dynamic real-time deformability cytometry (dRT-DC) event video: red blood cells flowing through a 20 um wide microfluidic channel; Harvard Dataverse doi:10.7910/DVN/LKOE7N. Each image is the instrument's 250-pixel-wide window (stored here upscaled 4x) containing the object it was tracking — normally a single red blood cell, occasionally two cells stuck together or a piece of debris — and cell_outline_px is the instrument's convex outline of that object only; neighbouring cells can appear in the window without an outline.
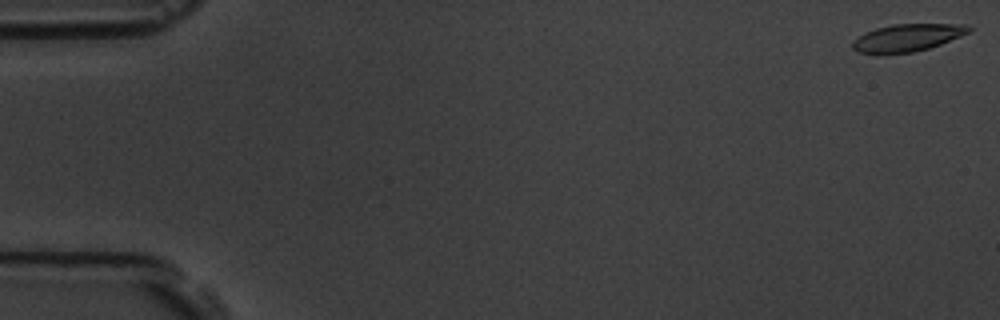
{"species": "common noctule bat (a hibernating species)", "species_latin": "Nyctalus noctula", "temperature_condition": "room temperature", "stored_images_in_passage": 5, "camera_frame_rate_fps": 3000, "um_per_image_px": 0.085, "animal": {"sex": "male", "body_mass_g": 19.5, "forearm_length_mm": 54.6}, "frame": {"image": 1, "passage_image": 1, "time_ms": 0.0, "image_size_px": [1000, 320], "cell_outline_px": [[972, 28], [968, 32], [960, 36], [940, 44], [928, 48], [912, 52], [860, 52], [852, 48], [852, 40], [864, 32], [876, 28], [892, 24], [968, 24]], "centroid_in_image_um": [77.13, 3.17], "position_along_channel_um": 7.9, "area_um2": 18.15}}
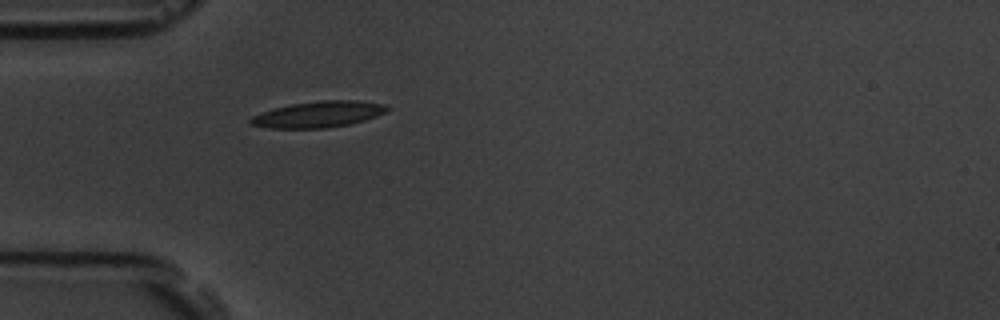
{"frame": {"image": 2, "passage_image": 5, "time_ms": 5.333, "image_size_px": [1000, 320], "cell_outline_px": [[392, 108], [376, 116], [364, 120], [348, 124], [324, 128], [268, 128], [248, 124], [248, 120], [252, 116], [276, 108], [292, 104], [320, 100], [360, 100], [384, 104]], "centroid_in_image_um": [27.07, 9.71], "position_along_channel_um": 57.9, "area_um2": 20.69}}